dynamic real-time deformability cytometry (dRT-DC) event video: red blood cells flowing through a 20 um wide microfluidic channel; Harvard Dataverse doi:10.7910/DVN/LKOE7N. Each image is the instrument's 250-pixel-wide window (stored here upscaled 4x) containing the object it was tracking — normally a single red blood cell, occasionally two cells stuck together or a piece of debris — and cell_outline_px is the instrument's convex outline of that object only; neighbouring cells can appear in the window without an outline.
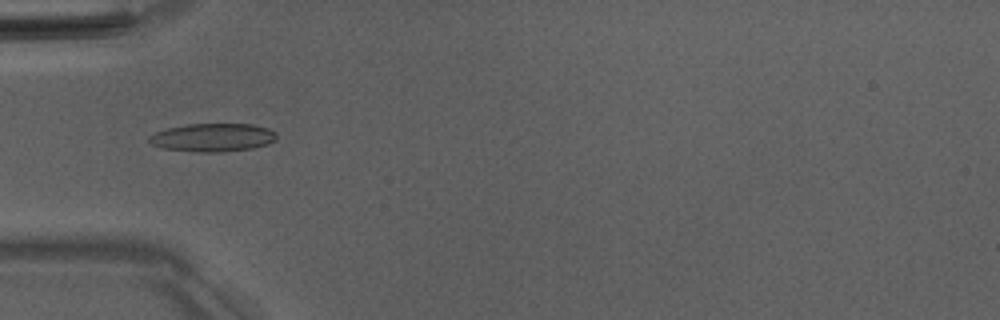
{"species": "Egyptian fruit bat (a non-hibernating species)", "species_latin": "Rousettus aegyptiacus", "temperature_condition": "room temperature", "stored_images_in_passage": 52, "camera_frame_rate_fps": 3000, "um_per_image_px": 0.085, "animal": {"sex": "male"}, "frame": {"image": 1, "passage_image": 17, "time_ms": 5.333, "image_size_px": [1000, 320], "cell_outline_px": [[276, 140], [268, 144], [252, 148], [220, 152], [200, 152], [164, 148], [152, 144], [148, 140], [148, 136], [156, 132], [168, 128], [188, 124], [252, 124], [268, 128], [276, 132]], "centroid_in_image_um": [18.11, 11.68], "position_along_channel_um": 66.9, "area_um2": 20.87}}
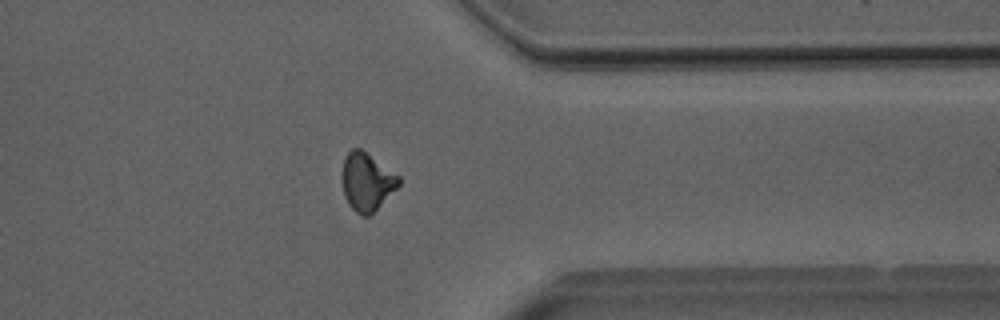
{"frame": {"image": 2, "passage_image": 41, "time_ms": 13.333, "image_size_px": [1000, 320], "cell_outline_px": [[400, 184], [368, 216], [360, 216], [348, 204], [344, 196], [340, 176], [344, 156], [352, 148], [360, 148], [400, 176]], "centroid_in_image_um": [31.12, 15.42], "position_along_channel_um": 380.3, "area_um2": 19.13}}
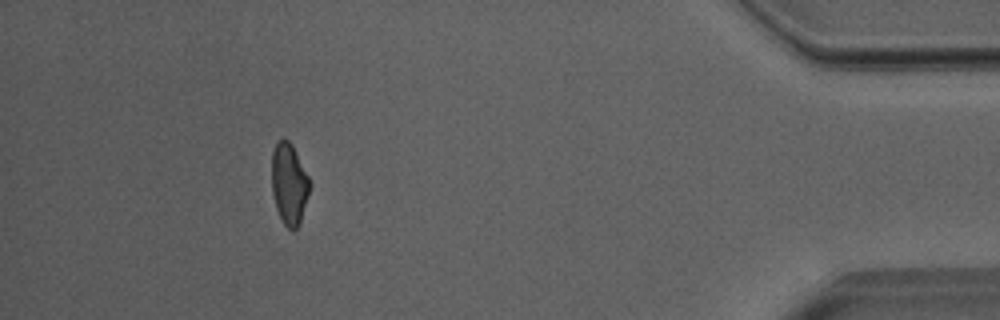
{"frame": {"image": 3, "passage_image": 47, "time_ms": 15.333, "image_size_px": [1000, 320], "cell_outline_px": [[308, 196], [300, 224], [292, 232], [284, 224], [276, 208], [272, 192], [272, 152], [276, 144], [284, 136], [292, 144], [308, 176]], "centroid_in_image_um": [24.56, 15.63], "position_along_channel_um": 410.6, "area_um2": 17.8}, "authors_computed_cell_mechanics": {"area_um2": 18.9295, "velocity_mm_per_s": 4.0107, "shape_relaxation_time_tau1_ms": 6.4709, "shape_relaxation_time_tau2_ms": 2.3928, "deformation_change_tau1": 0.1878, "deformation_change_tau2": 0.0955}}